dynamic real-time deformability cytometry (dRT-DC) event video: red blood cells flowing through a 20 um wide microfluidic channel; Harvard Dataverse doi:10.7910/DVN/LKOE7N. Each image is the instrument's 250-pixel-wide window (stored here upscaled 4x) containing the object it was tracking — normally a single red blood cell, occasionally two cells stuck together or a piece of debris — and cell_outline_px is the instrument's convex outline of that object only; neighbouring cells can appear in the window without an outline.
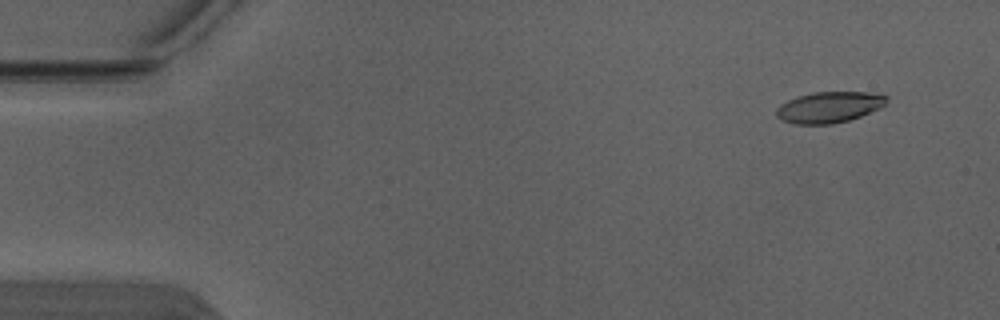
{"species": "Egyptian fruit bat (a non-hibernating species)", "species_latin": "Rousettus aegyptiacus", "temperature_condition": "warm", "stored_images_in_passage": 3, "camera_frame_rate_fps": 3000, "um_per_image_px": 0.085, "animal": {"sex": "male"}, "frame": {"image": 1, "passage_image": 1, "time_ms": 0.0, "image_size_px": [1000, 320], "cell_outline_px": [[888, 100], [880, 108], [860, 116], [848, 120], [832, 124], [796, 124], [780, 120], [776, 116], [776, 108], [780, 104], [796, 96], [812, 92], [868, 92], [888, 96]], "centroid_in_image_um": [70.44, 9.11], "position_along_channel_um": 14.6, "area_um2": 20.0}}
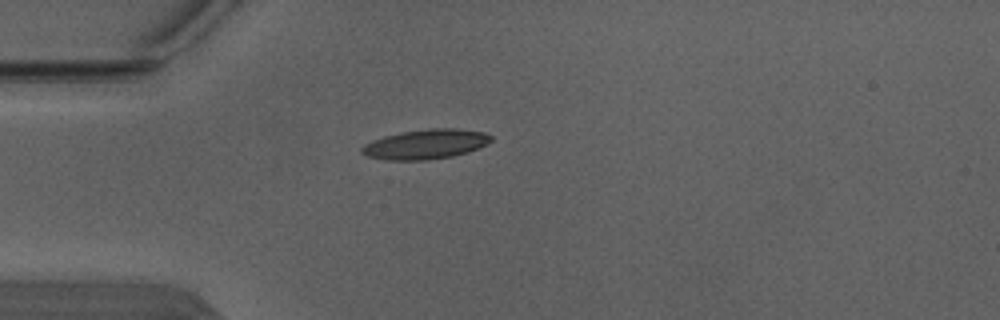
{"frame": {"image": 2, "passage_image": 3, "time_ms": 0.667, "image_size_px": [1000, 320], "cell_outline_px": [[492, 140], [488, 144], [468, 152], [452, 156], [428, 160], [388, 160], [368, 156], [360, 152], [360, 148], [364, 144], [372, 140], [384, 136], [400, 132], [432, 128], [456, 128], [484, 132], [492, 136]], "centroid_in_image_um": [36.18, 12.25], "position_along_channel_um": 48.8, "area_um2": 22.48}}